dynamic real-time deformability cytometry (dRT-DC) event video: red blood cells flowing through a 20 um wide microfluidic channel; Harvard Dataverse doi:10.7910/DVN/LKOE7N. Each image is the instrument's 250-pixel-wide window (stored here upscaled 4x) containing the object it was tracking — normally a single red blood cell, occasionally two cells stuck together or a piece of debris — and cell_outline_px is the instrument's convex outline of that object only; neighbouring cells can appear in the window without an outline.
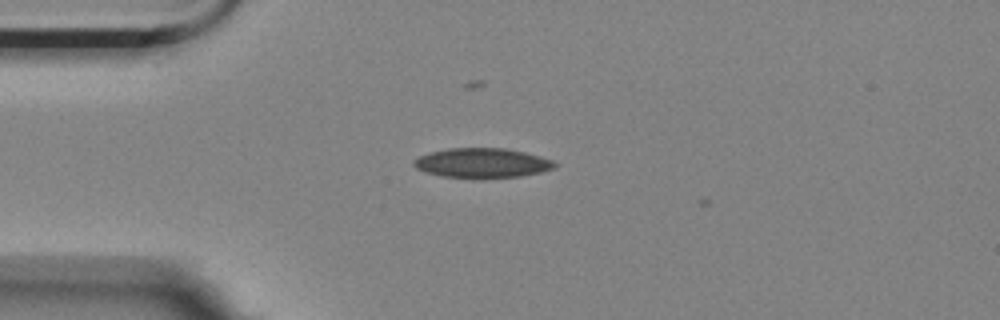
{"species": "Egyptian fruit bat (a non-hibernating species)", "species_latin": "Rousettus aegyptiacus", "temperature_condition": "room temperature", "stored_images_in_passage": 4, "camera_frame_rate_fps": 3000, "um_per_image_px": 0.085, "animal": {"sex": "female"}, "frame": {"image": 1, "passage_image": 1, "time_ms": 0.0, "image_size_px": [1000, 320], "cell_outline_px": [[560, 164], [556, 168], [540, 172], [520, 176], [484, 180], [480, 180], [444, 176], [428, 172], [416, 168], [412, 164], [412, 160], [420, 156], [432, 152], [448, 148], [504, 148], [524, 152], [540, 156], [552, 160]], "centroid_in_image_um": [41.02, 13.88], "position_along_channel_um": 44.0, "area_um2": 24.8}}